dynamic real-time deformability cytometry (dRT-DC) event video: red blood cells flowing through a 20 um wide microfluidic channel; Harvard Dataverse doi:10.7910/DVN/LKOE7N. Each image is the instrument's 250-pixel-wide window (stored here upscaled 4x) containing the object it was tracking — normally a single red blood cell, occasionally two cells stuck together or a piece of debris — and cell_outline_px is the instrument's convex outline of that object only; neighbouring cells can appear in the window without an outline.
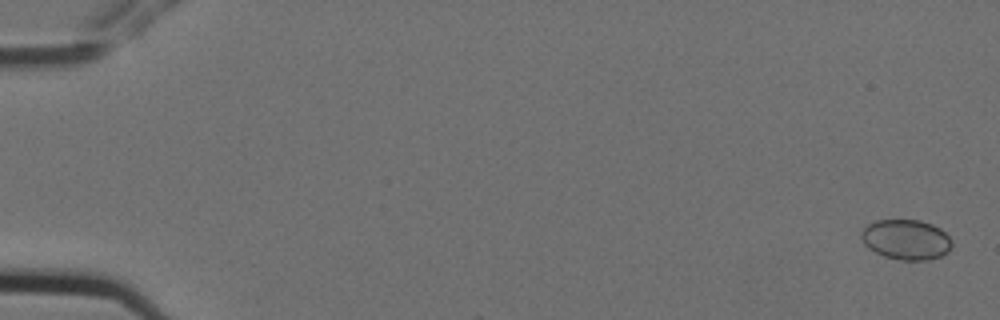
{"species": "Egyptian fruit bat (a non-hibernating species)", "species_latin": "Rousettus aegyptiacus", "temperature_condition": "cold", "stored_images_in_passage": 6, "segment_of_instrument_passage": [2, 2], "camera_frame_rate_fps": 3000, "um_per_image_px": 0.085, "animal": {"sex": "female"}, "frame": {"image": 1, "passage_image": 6, "time_ms": 1.667, "image_size_px": [1000, 320], "cell_outline_px": [[952, 248], [948, 252], [940, 256], [928, 260], [900, 260], [884, 256], [868, 248], [864, 244], [860, 236], [860, 232], [868, 224], [876, 220], [920, 220], [932, 224], [940, 228], [952, 240]], "centroid_in_image_um": [77.02, 20.36], "position_along_channel_um": 8.0, "area_um2": 21.33}}